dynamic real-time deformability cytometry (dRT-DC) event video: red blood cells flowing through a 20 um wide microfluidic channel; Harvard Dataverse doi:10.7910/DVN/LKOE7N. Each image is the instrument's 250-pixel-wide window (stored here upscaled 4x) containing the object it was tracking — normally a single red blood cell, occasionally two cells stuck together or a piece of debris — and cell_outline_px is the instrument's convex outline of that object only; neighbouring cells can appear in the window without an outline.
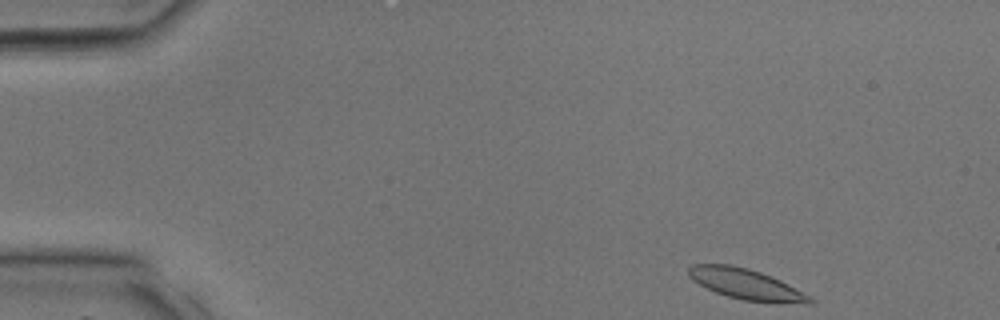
{"species": "common noctule bat (a hibernating species)", "species_latin": "Nyctalus noctula", "temperature_condition": "room temperature", "stored_images_in_passage": 32, "camera_frame_rate_fps": 3000, "um_per_image_px": 0.085, "animal": {"sex": "male", "body_mass_g": 17.9, "forearm_length_mm": 54.2}, "frame": {"image": 1, "passage_image": 1, "time_ms": 0.0, "image_size_px": [1000, 320], "cell_outline_px": [[816, 300], [812, 304], [808, 304], [744, 300], [728, 296], [716, 292], [692, 280], [688, 276], [688, 268], [692, 264], [732, 264], [748, 268], [760, 272], [780, 280], [812, 296]], "centroid_in_image_um": [63.44, 24.15], "position_along_channel_um": 21.6, "area_um2": 21.5}}
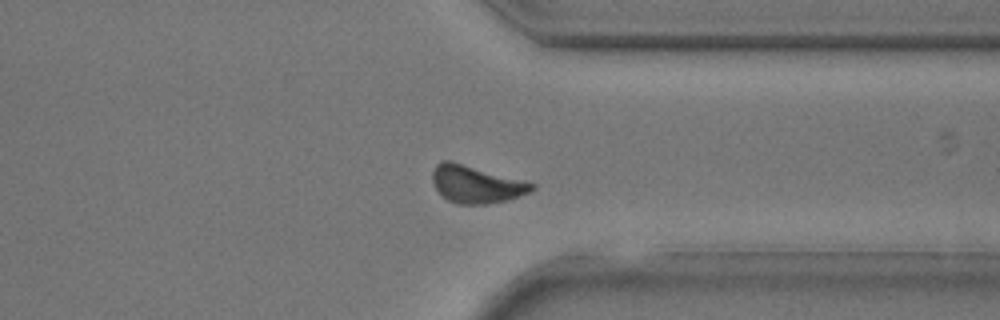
{"frame": {"image": 2, "passage_image": 24, "time_ms": 7.667, "image_size_px": [1000, 320], "cell_outline_px": [[536, 188], [532, 192], [508, 200], [484, 204], [456, 204], [448, 200], [436, 188], [432, 180], [432, 172], [436, 164], [440, 160], [452, 160], [536, 184]], "centroid_in_image_um": [40.48, 15.65], "position_along_channel_um": 370.9, "area_um2": 21.79}}
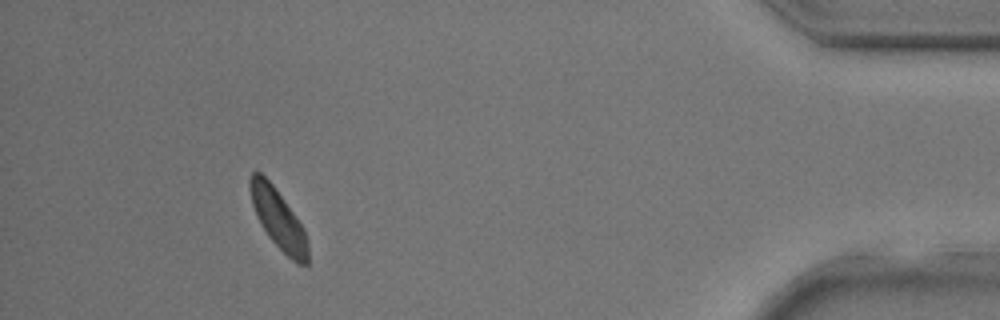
{"frame": {"image": 3, "passage_image": 29, "time_ms": 9.333, "image_size_px": [1000, 320], "cell_outline_px": [[308, 264], [296, 264], [268, 236], [260, 224], [256, 216], [252, 204], [248, 184], [248, 180], [252, 172], [260, 172], [272, 184], [284, 200], [304, 228], [308, 244]], "centroid_in_image_um": [23.63, 18.61], "position_along_channel_um": 411.6, "area_um2": 19.94}}